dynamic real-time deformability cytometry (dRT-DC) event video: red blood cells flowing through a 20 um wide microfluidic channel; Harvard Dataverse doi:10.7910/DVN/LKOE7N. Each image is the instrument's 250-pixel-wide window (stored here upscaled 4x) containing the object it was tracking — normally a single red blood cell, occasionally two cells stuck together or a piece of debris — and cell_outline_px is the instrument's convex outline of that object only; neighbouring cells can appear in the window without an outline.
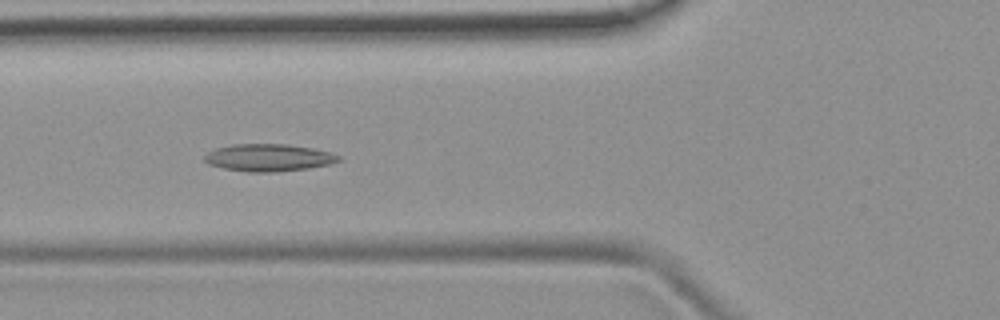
{"species": "common noctule bat (a hibernating species)", "species_latin": "Nyctalus noctula", "temperature_condition": "room temperature", "stored_images_in_passage": 51, "camera_frame_rate_fps": 3000, "um_per_image_px": 0.085, "animal": {"sex": "female", "body_mass_g": 19.9}, "frame": {"image": 1, "passage_image": 19, "time_ms": 6.0, "image_size_px": [1000, 320], "cell_outline_px": [[340, 160], [332, 164], [308, 168], [276, 172], [248, 172], [224, 168], [208, 164], [204, 160], [204, 156], [208, 152], [216, 148], [232, 144], [288, 144], [312, 148], [332, 152], [340, 156]], "centroid_in_image_um": [22.85, 13.4], "position_along_channel_um": 103.0, "area_um2": 21.44}}
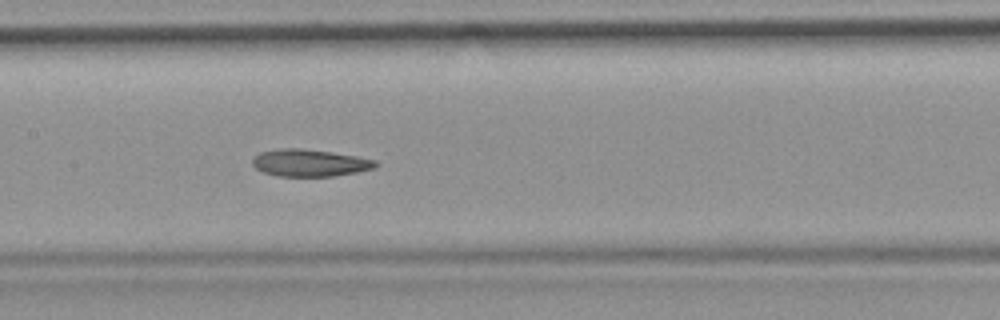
{"frame": {"image": 2, "passage_image": 25, "time_ms": 8.0, "image_size_px": [1000, 320], "cell_outline_px": [[380, 164], [372, 168], [356, 172], [332, 176], [276, 176], [264, 172], [256, 168], [252, 164], [252, 160], [260, 152], [280, 148], [300, 148], [332, 152], [356, 156], [376, 160]], "centroid_in_image_um": [26.32, 13.84], "position_along_channel_um": 181.1, "area_um2": 19.36}}
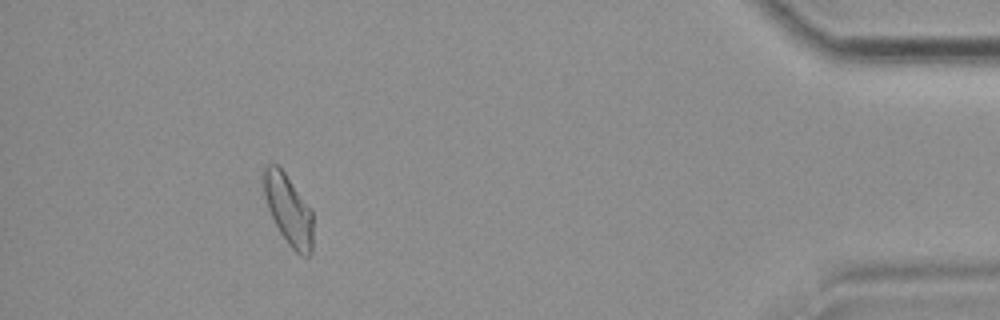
{"frame": {"image": 3, "passage_image": 47, "time_ms": 15.333, "image_size_px": [1000, 320], "cell_outline_px": [[312, 252], [308, 256], [300, 256], [288, 244], [280, 232], [268, 208], [264, 196], [264, 168], [268, 164], [276, 164], [284, 172], [312, 208]], "centroid_in_image_um": [24.54, 17.84], "position_along_channel_um": 410.7, "area_um2": 20.06}, "authors_computed_cell_mechanics": {"area_um2": 20.519, "velocity_mm_per_s": 3.9104, "shape_relaxation_time_tau1_ms": null, "shape_relaxation_time_tau2_ms": 3.2185, "deformation_change_tau1": null, "deformation_change_tau2": 0.1024}}